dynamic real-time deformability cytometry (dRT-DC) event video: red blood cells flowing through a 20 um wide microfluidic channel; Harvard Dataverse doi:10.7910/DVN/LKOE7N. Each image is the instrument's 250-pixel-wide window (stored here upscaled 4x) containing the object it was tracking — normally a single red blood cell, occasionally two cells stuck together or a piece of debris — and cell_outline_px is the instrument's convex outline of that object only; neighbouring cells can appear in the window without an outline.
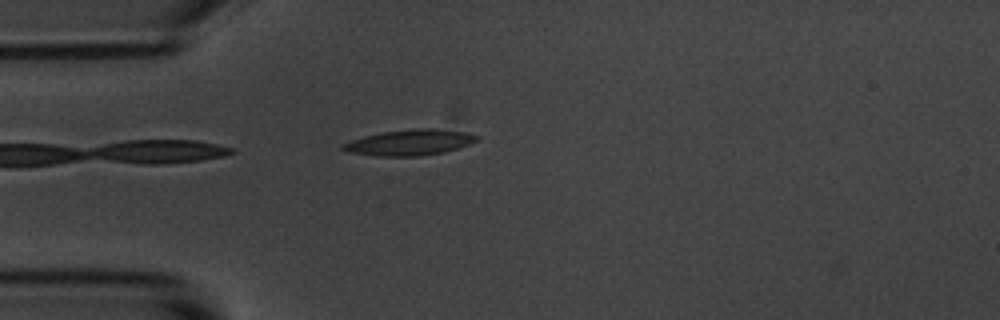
{"species": "common noctule bat (a hibernating species)", "species_latin": "Nyctalus noctula", "temperature_condition": "room temperature", "stored_images_in_passage": 4, "camera_frame_rate_fps": 3000, "um_per_image_px": 0.085, "animal": {"sex": "male", "body_mass_g": 20.1, "forearm_length_mm": 53.5}, "frame": {"image": 1, "passage_image": 4, "time_ms": 3.333, "image_size_px": [1000, 320], "cell_outline_px": [[480, 136], [476, 140], [460, 148], [444, 152], [420, 156], [376, 156], [348, 152], [340, 148], [340, 144], [364, 136], [384, 132], [416, 128], [436, 128], [468, 132]], "centroid_in_image_um": [34.83, 12.11], "position_along_channel_um": 50.2, "area_um2": 20.23}}